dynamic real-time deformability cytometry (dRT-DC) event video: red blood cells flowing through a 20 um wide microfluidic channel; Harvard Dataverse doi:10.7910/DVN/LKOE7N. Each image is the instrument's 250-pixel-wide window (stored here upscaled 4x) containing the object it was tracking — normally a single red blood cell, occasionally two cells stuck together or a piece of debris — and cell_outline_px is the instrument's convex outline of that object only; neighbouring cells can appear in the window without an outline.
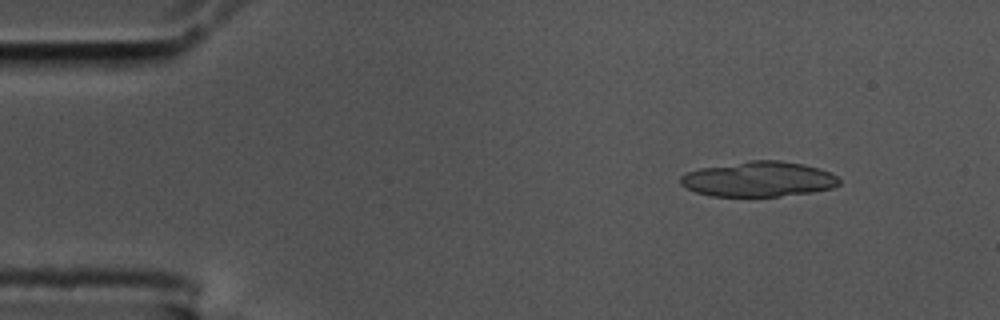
{"species": "common noctule bat (a hibernating species)", "species_latin": "Nyctalus noctula", "temperature_condition": "cold", "stored_images_in_passage": 13, "camera_frame_rate_fps": 3000, "um_per_image_px": 0.085, "animal": {"sex": "male", "body_mass_g": 17.5, "forearm_length_mm": 52.3}, "frame": {"image": 1, "passage_image": 6, "time_ms": 1.667, "image_size_px": [1000, 320], "cell_outline_px": [[840, 184], [832, 188], [812, 192], [780, 196], [708, 196], [696, 192], [680, 184], [680, 176], [688, 172], [700, 168], [748, 160], [780, 160], [804, 164], [820, 168], [832, 172], [840, 180]], "centroid_in_image_um": [64.5, 15.22], "position_along_channel_um": 20.5, "area_um2": 32.71}}